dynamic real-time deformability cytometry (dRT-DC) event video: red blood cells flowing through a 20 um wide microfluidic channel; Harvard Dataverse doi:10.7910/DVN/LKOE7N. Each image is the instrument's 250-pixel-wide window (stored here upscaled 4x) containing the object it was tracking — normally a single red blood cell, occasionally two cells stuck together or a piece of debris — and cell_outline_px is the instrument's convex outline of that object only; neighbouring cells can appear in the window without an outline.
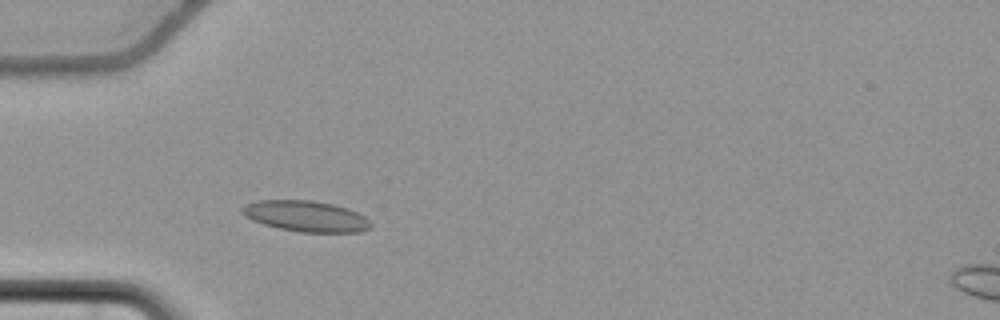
{"species": "common noctule bat (a hibernating species)", "species_latin": "Nyctalus noctula", "temperature_condition": "cold", "stored_images_in_passage": 50, "camera_frame_rate_fps": 3000, "um_per_image_px": 0.085, "animal": {"sex": "female", "body_mass_g": 22.7, "forearm_length_mm": 54.2}, "frame": {"image": 1, "passage_image": 11, "time_ms": 3.333, "image_size_px": [1000, 320], "cell_outline_px": [[372, 228], [360, 232], [300, 232], [280, 228], [264, 224], [252, 220], [244, 216], [240, 212], [240, 208], [244, 204], [256, 200], [312, 200], [332, 204], [348, 208], [364, 216], [372, 224]], "centroid_in_image_um": [25.97, 18.37], "position_along_channel_um": 59.0, "area_um2": 23.29}}
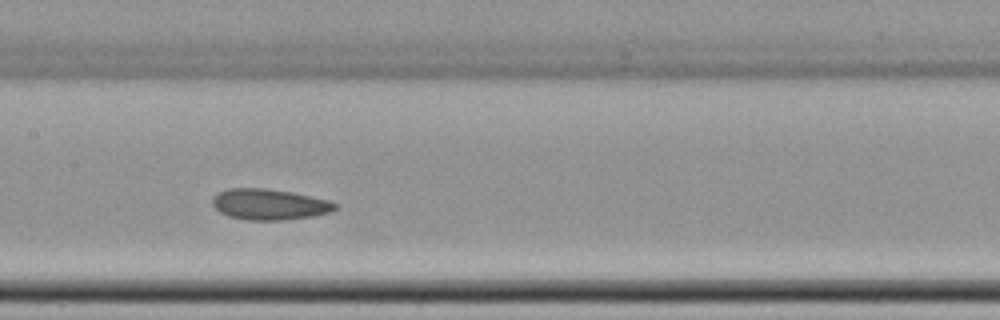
{"frame": {"image": 2, "passage_image": 22, "time_ms": 7.0, "image_size_px": [1000, 320], "cell_outline_px": [[340, 208], [332, 212], [312, 216], [280, 220], [248, 220], [228, 216], [220, 212], [212, 204], [212, 200], [220, 192], [228, 188], [264, 188], [292, 192], [328, 200], [336, 204]], "centroid_in_image_um": [22.92, 17.37], "position_along_channel_um": 184.5, "area_um2": 21.96}}
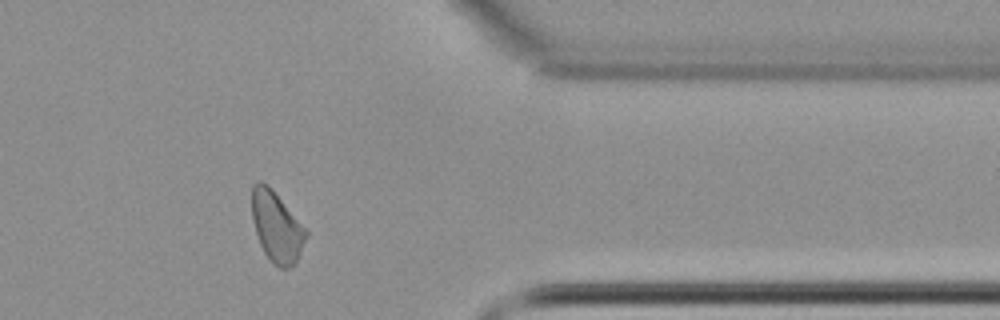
{"frame": {"image": 3, "passage_image": 40, "time_ms": 13.0, "image_size_px": [1000, 320], "cell_outline_px": [[308, 236], [296, 264], [292, 268], [280, 268], [272, 264], [264, 252], [260, 244], [252, 220], [252, 184], [256, 180], [260, 180], [272, 188], [308, 232]], "centroid_in_image_um": [23.52, 19.3], "position_along_channel_um": 387.9, "area_um2": 22.43}, "authors_computed_cell_mechanics": {"area_um2": 22.1374, "velocity_mm_per_s": 3.6321, "shape_relaxation_time_tau1_ms": null, "shape_relaxation_time_tau2_ms": 2.7443, "deformation_change_tau1": null, "deformation_change_tau2": 0.0864}}